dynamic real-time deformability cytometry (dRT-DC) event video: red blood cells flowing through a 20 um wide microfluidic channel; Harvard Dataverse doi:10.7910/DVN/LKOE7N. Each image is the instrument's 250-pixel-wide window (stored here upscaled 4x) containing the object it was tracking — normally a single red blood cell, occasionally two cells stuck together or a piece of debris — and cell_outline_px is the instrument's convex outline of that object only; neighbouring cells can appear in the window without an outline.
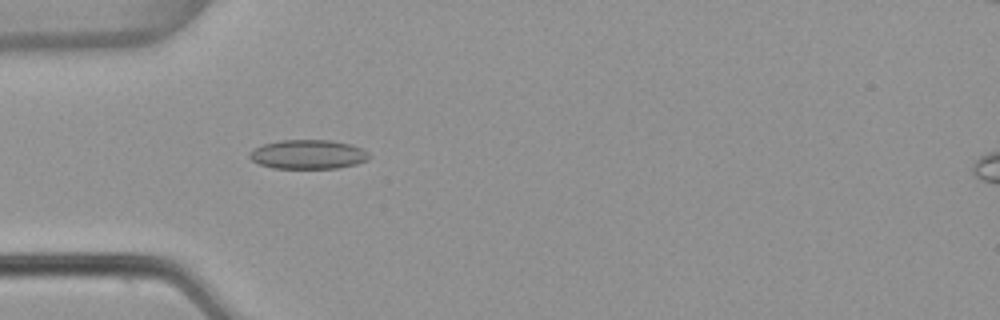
{"species": "common noctule bat (a hibernating species)", "species_latin": "Nyctalus noctula", "temperature_condition": "warm", "stored_images_in_passage": 5, "camera_frame_rate_fps": 3000, "um_per_image_px": 0.085, "animal": {"sex": "female", "body_mass_g": 22.7, "forearm_length_mm": 54.2}, "frame": {"image": 1, "passage_image": 5, "time_ms": 1.333, "image_size_px": [1000, 320], "cell_outline_px": [[372, 156], [368, 160], [356, 164], [336, 168], [272, 168], [260, 164], [252, 160], [248, 156], [248, 152], [252, 148], [264, 144], [280, 140], [332, 140], [352, 144], [368, 152]], "centroid_in_image_um": [26.19, 13.12], "position_along_channel_um": 58.8, "area_um2": 20.52}}